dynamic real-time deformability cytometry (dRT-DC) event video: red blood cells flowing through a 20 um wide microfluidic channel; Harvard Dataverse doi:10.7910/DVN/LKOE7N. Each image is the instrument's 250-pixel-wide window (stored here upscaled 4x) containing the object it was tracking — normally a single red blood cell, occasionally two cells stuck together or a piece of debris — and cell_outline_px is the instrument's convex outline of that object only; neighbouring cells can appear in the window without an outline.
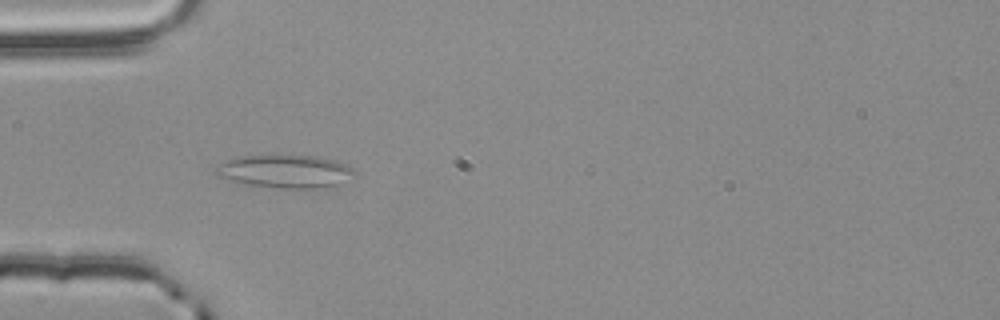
{"species": "common noctule bat (a hibernating species)", "species_latin": "Nyctalus noctula", "temperature_condition": "room temperature", "stored_images_in_passage": 46, "camera_frame_rate_fps": 3000, "um_per_image_px": 0.085, "animal": {"sex": "male", "body_mass_g": 20.4}, "frame": {"image": 1, "passage_image": 8, "time_ms": 2.333, "image_size_px": [1000, 320], "cell_outline_px": [[356, 176], [336, 184], [316, 188], [276, 188], [248, 184], [228, 180], [216, 176], [212, 172], [220, 164], [228, 160], [240, 156], [316, 156], [336, 160], [352, 168], [356, 172]], "centroid_in_image_um": [24.23, 14.57], "position_along_channel_um": 60.8, "area_um2": 26.47}}
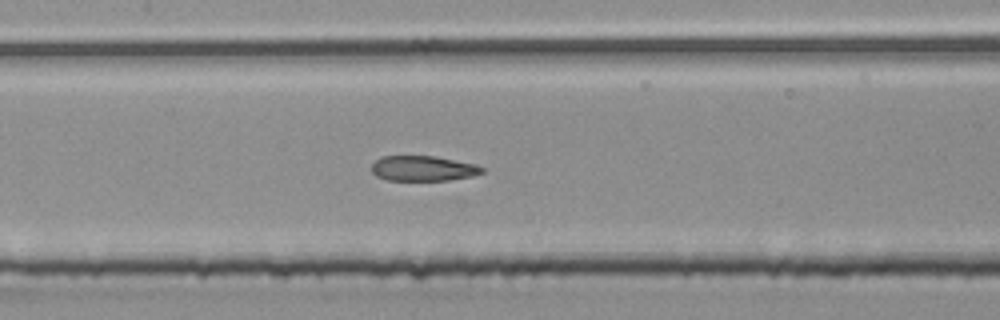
{"frame": {"image": 2, "passage_image": 17, "time_ms": 5.333, "image_size_px": [1000, 320], "cell_outline_px": [[484, 172], [472, 176], [448, 180], [388, 180], [376, 176], [372, 172], [372, 164], [376, 160], [384, 156], [432, 156], [476, 164], [484, 168]], "centroid_in_image_um": [35.96, 14.32], "position_along_channel_um": 171.4, "area_um2": 16.07}}
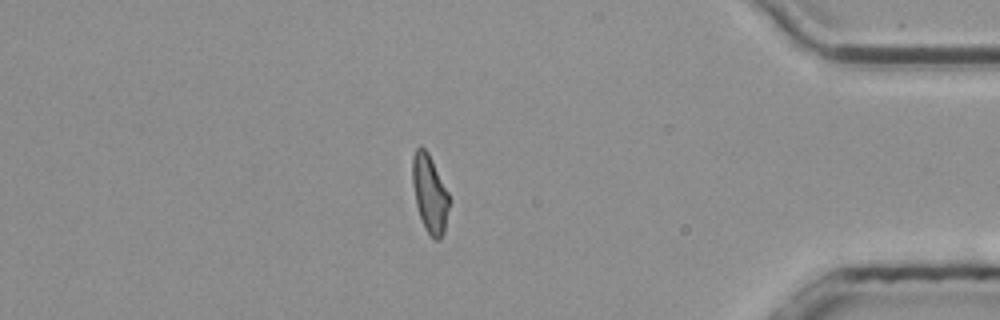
{"frame": {"image": 3, "passage_image": 38, "time_ms": 12.333, "image_size_px": [1000, 320], "cell_outline_px": [[448, 208], [444, 232], [440, 240], [432, 240], [424, 228], [416, 204], [412, 184], [412, 156], [416, 148], [420, 144], [428, 152], [448, 192]], "centroid_in_image_um": [36.5, 16.46], "position_along_channel_um": 398.7, "area_um2": 16.65}, "authors_computed_cell_mechanics": {"area_um2": 17.1666, "velocity_mm_per_s": 3.7816, "shape_relaxation_time_tau1_ms": null, "shape_relaxation_time_tau2_ms": 2.1052, "deformation_change_tau1": null, "deformation_change_tau2": 0.0935}}